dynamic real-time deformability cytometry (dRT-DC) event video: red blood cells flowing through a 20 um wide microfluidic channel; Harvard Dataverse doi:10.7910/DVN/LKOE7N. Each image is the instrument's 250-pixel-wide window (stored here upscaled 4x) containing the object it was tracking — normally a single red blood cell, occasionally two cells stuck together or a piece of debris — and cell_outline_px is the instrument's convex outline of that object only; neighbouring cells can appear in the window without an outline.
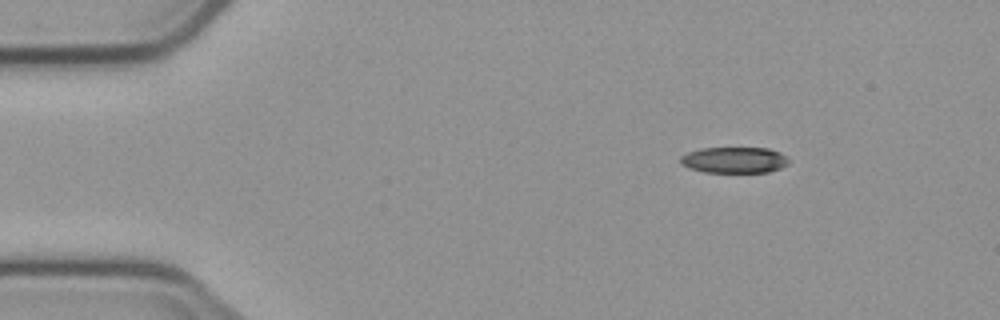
{"species": "common noctule bat (a hibernating species)", "species_latin": "Nyctalus noctula", "temperature_condition": "cold", "stored_images_in_passage": 4, "camera_frame_rate_fps": 3000, "um_per_image_px": 0.085, "animal": {"sex": "male", "body_mass_g": 23.1, "forearm_length_mm": 52.7}, "frame": {"image": 1, "passage_image": 2, "time_ms": 1.0, "image_size_px": [1000, 320], "cell_outline_px": [[788, 164], [780, 168], [768, 172], [704, 172], [688, 168], [680, 164], [680, 156], [688, 152], [700, 148], [768, 148], [780, 152], [788, 160]], "centroid_in_image_um": [62.37, 13.6], "position_along_channel_um": 22.6, "area_um2": 16.47}}
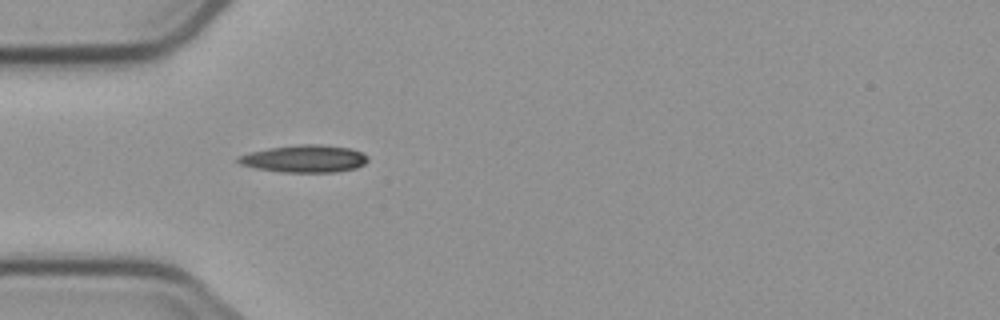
{"frame": {"image": 2, "passage_image": 4, "time_ms": 4.0, "image_size_px": [1000, 320], "cell_outline_px": [[368, 160], [364, 164], [356, 168], [336, 172], [284, 172], [256, 168], [240, 164], [236, 160], [236, 156], [268, 148], [300, 144], [320, 144], [348, 148], [360, 152], [368, 156]], "centroid_in_image_um": [25.87, 13.49], "position_along_channel_um": 59.1, "area_um2": 20.58}}